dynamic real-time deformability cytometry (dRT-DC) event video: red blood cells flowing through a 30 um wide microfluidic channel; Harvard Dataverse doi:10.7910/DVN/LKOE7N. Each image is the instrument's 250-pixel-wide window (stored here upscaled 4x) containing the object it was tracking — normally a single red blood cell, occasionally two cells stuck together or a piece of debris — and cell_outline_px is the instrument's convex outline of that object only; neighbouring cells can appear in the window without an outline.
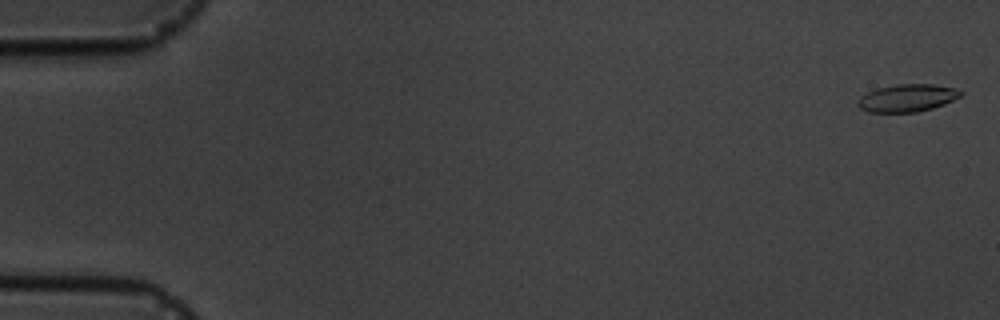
{"species": "common noctule bat (a hibernating species)", "species_latin": "Nyctalus noctula", "temperature_condition": "cold", "stored_images_in_passage": 16, "camera_frame_rate_fps": 3000, "um_per_image_px": 0.085, "animal": {"sex": "male", "body_mass_g": 19.5, "forearm_length_mm": 54.6}, "frame": {"image": 1, "passage_image": 1, "time_ms": 0.0, "image_size_px": [1000, 320], "cell_outline_px": [[964, 92], [960, 96], [944, 104], [932, 108], [916, 112], [868, 112], [860, 108], [856, 104], [860, 96], [876, 88], [896, 84], [932, 84], [956, 88]], "centroid_in_image_um": [77.1, 8.32], "position_along_channel_um": 7.9, "area_um2": 16.53}}
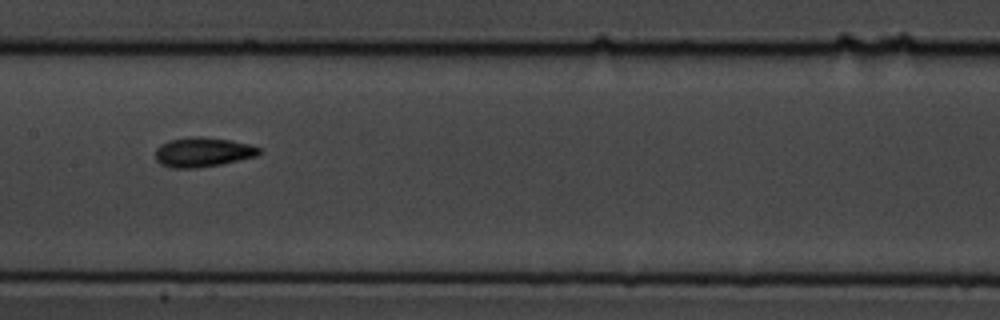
{"frame": {"image": 2, "passage_image": 9, "time_ms": 9.0, "image_size_px": [1000, 320], "cell_outline_px": [[260, 152], [256, 156], [220, 164], [196, 168], [172, 168], [160, 164], [156, 160], [156, 148], [160, 144], [168, 140], [192, 136], [200, 136], [232, 140], [248, 144], [260, 148]], "centroid_in_image_um": [17.19, 12.92], "position_along_channel_um": 190.2, "area_um2": 17.86}}
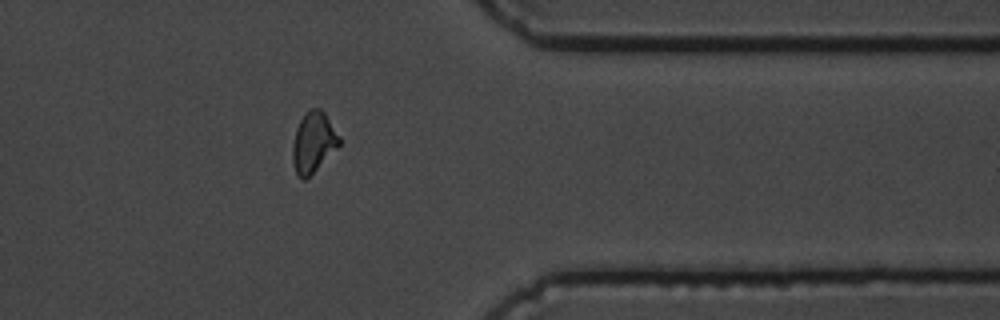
{"frame": {"image": 3, "passage_image": 14, "time_ms": 14.667, "image_size_px": [1000, 320], "cell_outline_px": [[340, 144], [304, 180], [300, 180], [296, 176], [292, 160], [292, 144], [296, 128], [304, 112], [308, 108], [320, 108], [324, 112], [340, 136]], "centroid_in_image_um": [26.6, 12.07], "position_along_channel_um": 384.8, "area_um2": 16.42}, "authors_computed_cell_mechanics": {"area_um2": 16.5308, "velocity_mm_per_s": 3.6478, "shape_relaxation_time_tau1_ms": 1.5149, "shape_relaxation_time_tau2_ms": 2.2779, "deformation_change_tau1": 0.096, "deformation_change_tau2": 0.0589}}